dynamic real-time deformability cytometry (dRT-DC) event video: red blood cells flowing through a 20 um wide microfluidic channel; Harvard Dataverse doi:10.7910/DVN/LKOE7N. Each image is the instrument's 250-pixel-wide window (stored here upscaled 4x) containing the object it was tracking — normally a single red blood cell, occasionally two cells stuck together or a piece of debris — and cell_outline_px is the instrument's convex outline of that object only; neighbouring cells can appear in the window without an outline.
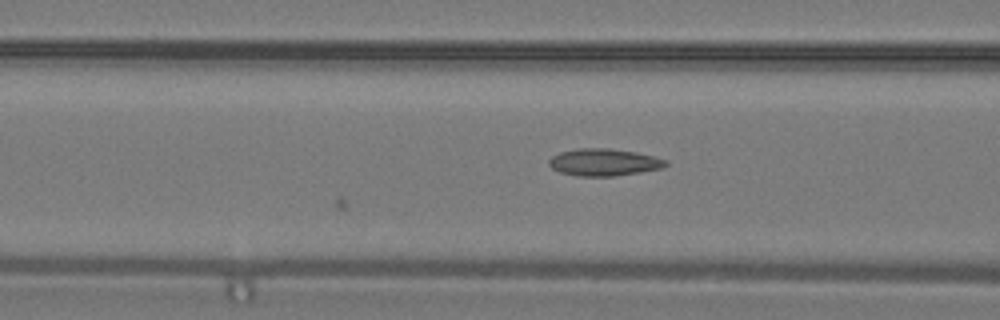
{"species": "common noctule bat (a hibernating species)", "species_latin": "Nyctalus noctula", "temperature_condition": "warm", "stored_images_in_passage": 6, "camera_frame_rate_fps": 3000, "um_per_image_px": 0.085, "animal": {"sex": "male", "body_mass_g": 19.2, "forearm_length_mm": 51.8}, "frame": {"image": 1, "passage_image": 6, "time_ms": 1.667, "image_size_px": [1000, 320], "cell_outline_px": [[668, 164], [664, 168], [616, 176], [576, 176], [560, 172], [552, 168], [548, 164], [548, 160], [552, 156], [560, 152], [580, 148], [608, 148], [636, 152], [668, 160]], "centroid_in_image_um": [51.34, 13.79], "position_along_channel_um": 115.3, "area_um2": 18.55}}